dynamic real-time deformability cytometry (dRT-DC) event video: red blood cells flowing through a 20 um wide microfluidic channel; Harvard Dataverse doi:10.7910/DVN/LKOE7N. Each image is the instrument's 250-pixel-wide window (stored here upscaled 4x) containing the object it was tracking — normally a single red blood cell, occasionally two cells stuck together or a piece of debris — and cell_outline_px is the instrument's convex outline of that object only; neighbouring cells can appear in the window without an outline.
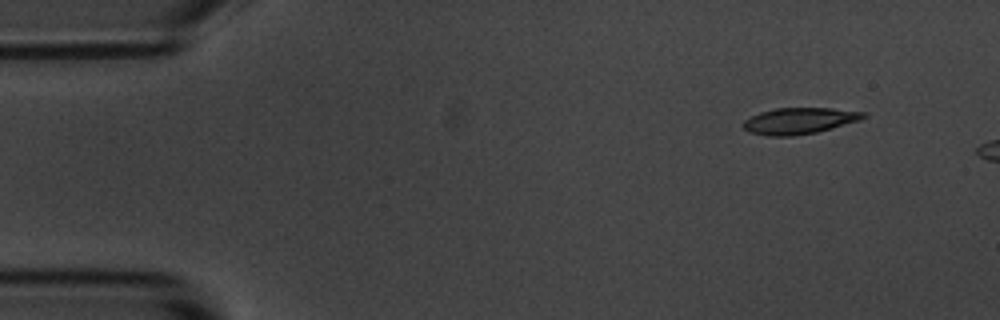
{"species": "common noctule bat (a hibernating species)", "species_latin": "Nyctalus noctula", "temperature_condition": "room temperature", "stored_images_in_passage": 5, "camera_frame_rate_fps": 3000, "um_per_image_px": 0.085, "animal": {"sex": "male", "body_mass_g": 20.1, "forearm_length_mm": 53.5}, "frame": {"image": 1, "passage_image": 1, "time_ms": 0.0, "image_size_px": [1000, 320], "cell_outline_px": [[868, 116], [860, 120], [832, 128], [816, 132], [792, 136], [768, 136], [748, 132], [744, 128], [744, 120], [760, 112], [776, 108], [832, 108], [868, 112]], "centroid_in_image_um": [67.98, 10.26], "position_along_channel_um": 17.0, "area_um2": 18.44}}
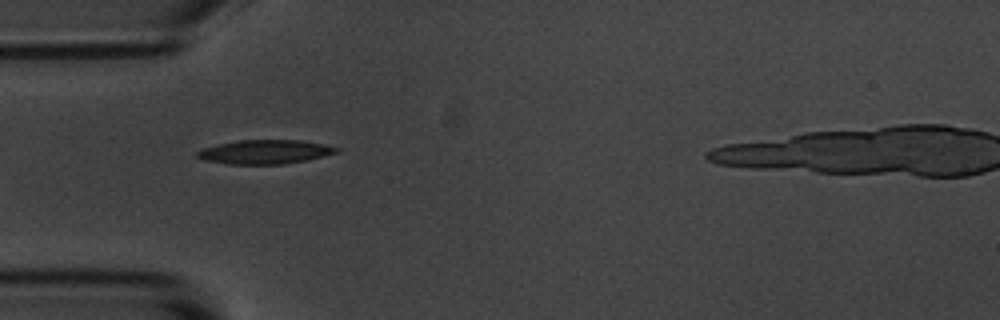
{"frame": {"image": 2, "passage_image": 4, "time_ms": 3.667, "image_size_px": [1000, 320], "cell_outline_px": [[340, 152], [304, 160], [284, 164], [228, 164], [204, 160], [196, 156], [196, 152], [204, 148], [220, 144], [240, 140], [300, 140], [340, 148]], "centroid_in_image_um": [22.51, 12.91], "position_along_channel_um": 62.5, "area_um2": 19.19}}